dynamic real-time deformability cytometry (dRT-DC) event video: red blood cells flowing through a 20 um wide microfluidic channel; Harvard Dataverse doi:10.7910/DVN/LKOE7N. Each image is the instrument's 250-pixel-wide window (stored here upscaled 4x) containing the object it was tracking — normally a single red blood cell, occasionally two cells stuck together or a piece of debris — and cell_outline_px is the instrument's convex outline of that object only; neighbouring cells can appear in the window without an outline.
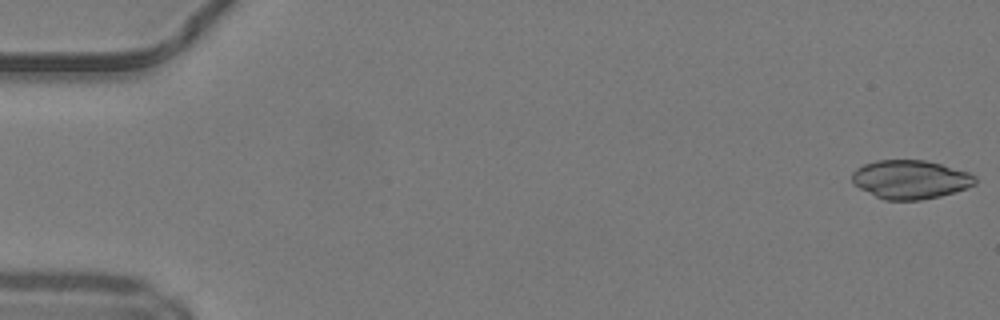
{"species": "common noctule bat (a hibernating species)", "species_latin": "Nyctalus noctula", "temperature_condition": "warm", "stored_images_in_passage": 49, "camera_frame_rate_fps": 3000, "um_per_image_px": 0.085, "animal": {"sex": "male", "body_mass_g": 19.2, "forearm_length_mm": 51.8}, "frame": {"image": 1, "passage_image": 1, "time_ms": 0.0, "image_size_px": [1000, 320], "cell_outline_px": [[976, 184], [968, 188], [940, 196], [920, 200], [884, 200], [852, 184], [852, 172], [856, 168], [864, 164], [876, 160], [924, 160], [940, 164], [968, 172], [976, 176]], "centroid_in_image_um": [77.38, 15.25], "position_along_channel_um": 7.6, "area_um2": 27.8}}